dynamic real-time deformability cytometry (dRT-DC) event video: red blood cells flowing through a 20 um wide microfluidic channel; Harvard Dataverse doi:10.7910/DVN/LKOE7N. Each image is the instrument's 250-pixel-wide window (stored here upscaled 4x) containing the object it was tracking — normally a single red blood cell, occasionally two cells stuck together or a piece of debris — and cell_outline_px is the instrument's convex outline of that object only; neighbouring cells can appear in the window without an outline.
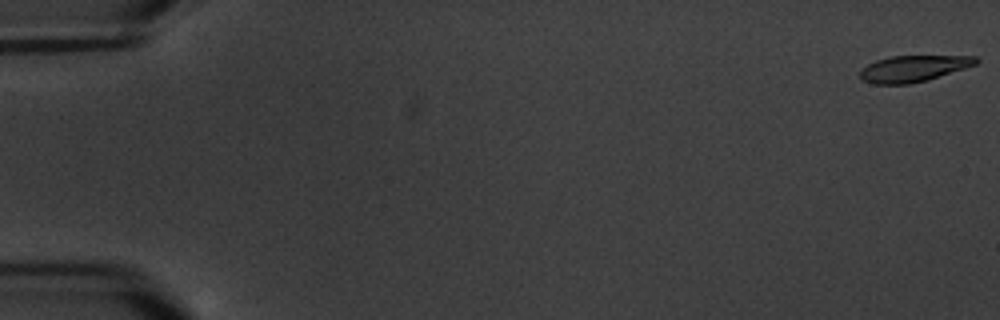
{"species": "common noctule bat (a hibernating species)", "species_latin": "Nyctalus noctula", "temperature_condition": "warm", "stored_images_in_passage": 6, "camera_frame_rate_fps": 3000, "um_per_image_px": 0.085, "animal": {"sex": "male", "body_mass_g": 20.1, "forearm_length_mm": 53.5}, "frame": {"image": 1, "passage_image": 1, "time_ms": 0.0, "image_size_px": [1000, 320], "cell_outline_px": [[980, 60], [976, 64], [928, 80], [908, 84], [872, 84], [860, 80], [860, 68], [876, 60], [892, 56], [976, 56]], "centroid_in_image_um": [77.59, 5.83], "position_along_channel_um": 7.4, "area_um2": 17.8}}
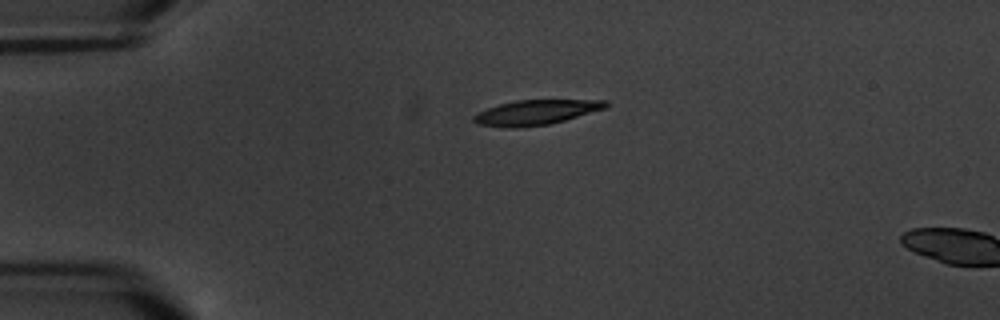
{"frame": {"image": 2, "passage_image": 5, "time_ms": 4.667, "image_size_px": [1000, 320], "cell_outline_px": [[608, 108], [564, 120], [548, 124], [512, 128], [476, 124], [472, 120], [472, 116], [488, 108], [500, 104], [516, 100], [608, 100]], "centroid_in_image_um": [45.57, 9.54], "position_along_channel_um": 39.4, "area_um2": 19.02}}